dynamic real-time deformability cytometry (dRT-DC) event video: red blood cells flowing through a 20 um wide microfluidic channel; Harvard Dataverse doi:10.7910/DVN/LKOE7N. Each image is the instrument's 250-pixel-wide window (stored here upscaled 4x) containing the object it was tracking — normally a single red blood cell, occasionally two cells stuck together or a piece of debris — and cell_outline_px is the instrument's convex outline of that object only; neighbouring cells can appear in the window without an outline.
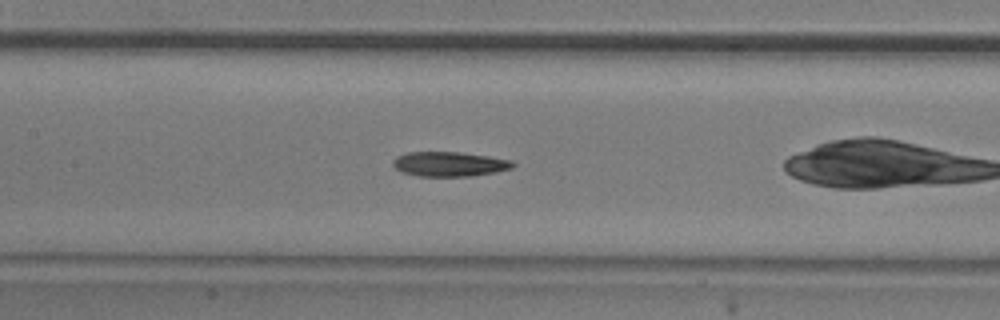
{"species": "common noctule bat (a hibernating species)", "species_latin": "Nyctalus noctula", "temperature_condition": "room temperature", "stored_images_in_passage": 36, "camera_frame_rate_fps": 3000, "um_per_image_px": 0.085, "animal": {"sex": "male", "body_mass_g": 20.5, "forearm_length_mm": 52.5}, "frame": {"image": 1, "passage_image": 7, "time_ms": 2.0, "image_size_px": [1000, 320], "cell_outline_px": [[516, 164], [512, 168], [496, 172], [472, 176], [420, 176], [400, 172], [392, 164], [392, 160], [396, 156], [408, 152], [460, 152], [488, 156], [512, 160]], "centroid_in_image_um": [38.2, 13.94], "position_along_channel_um": 169.2, "area_um2": 17.34}}
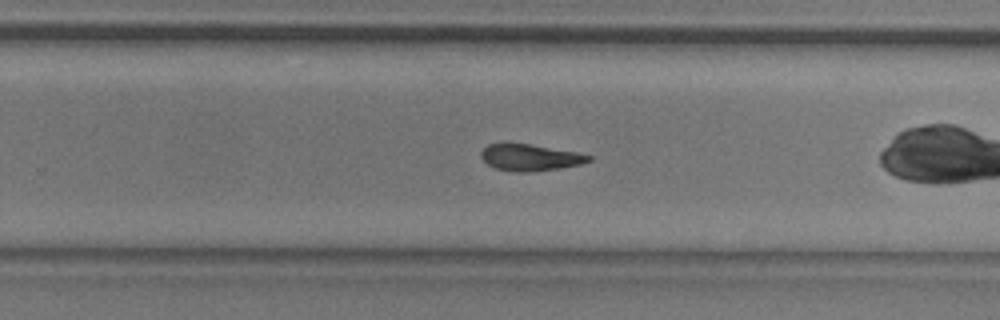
{"frame": {"image": 2, "passage_image": 16, "time_ms": 5.0, "image_size_px": [1000, 320], "cell_outline_px": [[592, 160], [580, 164], [532, 172], [512, 172], [496, 168], [488, 164], [480, 156], [480, 152], [488, 144], [528, 144], [576, 152], [592, 156]], "centroid_in_image_um": [45.04, 13.39], "position_along_channel_um": 284.8, "area_um2": 16.36}}
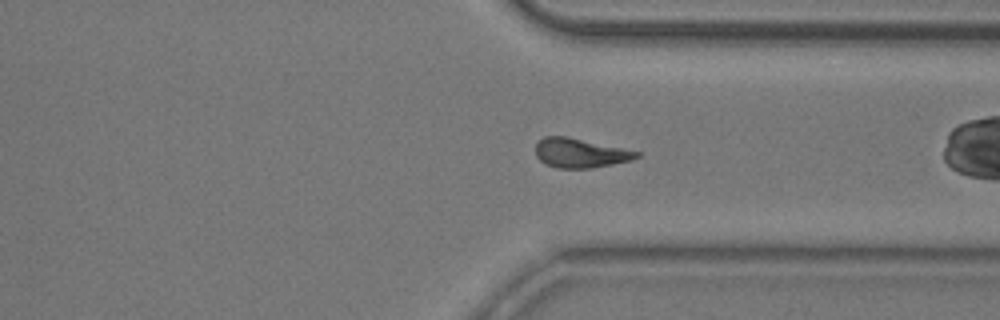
{"frame": {"image": 3, "passage_image": 22, "time_ms": 7.0, "image_size_px": [1000, 320], "cell_outline_px": [[640, 156], [632, 160], [592, 168], [556, 168], [544, 164], [536, 156], [536, 144], [544, 136], [564, 136], [640, 152]], "centroid_in_image_um": [49.28, 13.02], "position_along_channel_um": 362.1, "area_um2": 17.05}, "authors_computed_cell_mechanics": {"area_um2": 17.1377, "velocity_mm_per_s": 3.8634, "shape_relaxation_time_tau1_ms": 4.2016, "shape_relaxation_time_tau2_ms": 5.9795, "deformation_change_tau1": 0.1294, "deformation_change_tau2": 0.1547}}